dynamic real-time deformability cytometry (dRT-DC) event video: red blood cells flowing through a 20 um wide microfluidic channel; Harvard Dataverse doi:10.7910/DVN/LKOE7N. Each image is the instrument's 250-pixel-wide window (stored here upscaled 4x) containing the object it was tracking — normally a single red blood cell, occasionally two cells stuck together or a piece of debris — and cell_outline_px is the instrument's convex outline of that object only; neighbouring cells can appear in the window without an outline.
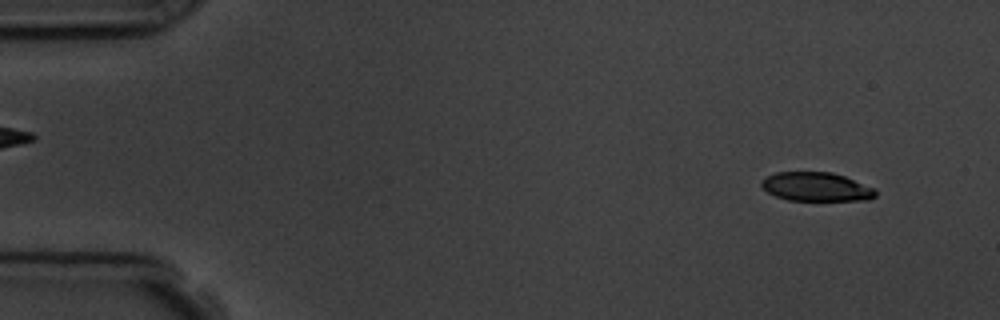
{"species": "common noctule bat (a hibernating species)", "species_latin": "Nyctalus noctula", "temperature_condition": "room temperature", "stored_images_in_passage": 4, "camera_frame_rate_fps": 3000, "um_per_image_px": 0.085, "animal": {"sex": "male", "body_mass_g": 19.5, "forearm_length_mm": 54.6}, "frame": {"image": 1, "passage_image": 1, "time_ms": 0.0, "image_size_px": [1000, 320], "cell_outline_px": [[876, 196], [868, 200], [788, 200], [776, 196], [768, 192], [760, 184], [760, 180], [776, 172], [832, 172], [844, 176], [876, 188]], "centroid_in_image_um": [69.4, 15.87], "position_along_channel_um": 15.6, "area_um2": 19.19}}
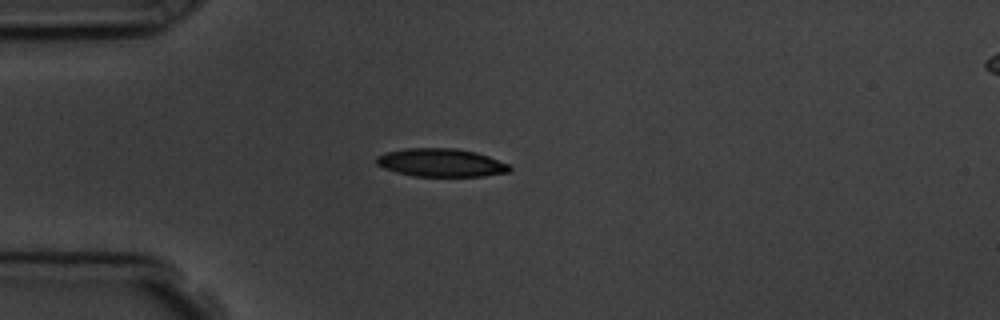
{"frame": {"image": 2, "passage_image": 4, "time_ms": 3.333, "image_size_px": [1000, 320], "cell_outline_px": [[512, 168], [508, 172], [484, 176], [412, 176], [396, 172], [384, 168], [376, 164], [376, 156], [384, 152], [404, 148], [456, 148], [476, 152], [488, 156], [508, 164]], "centroid_in_image_um": [37.45, 13.82], "position_along_channel_um": 47.6, "area_um2": 21.96}}